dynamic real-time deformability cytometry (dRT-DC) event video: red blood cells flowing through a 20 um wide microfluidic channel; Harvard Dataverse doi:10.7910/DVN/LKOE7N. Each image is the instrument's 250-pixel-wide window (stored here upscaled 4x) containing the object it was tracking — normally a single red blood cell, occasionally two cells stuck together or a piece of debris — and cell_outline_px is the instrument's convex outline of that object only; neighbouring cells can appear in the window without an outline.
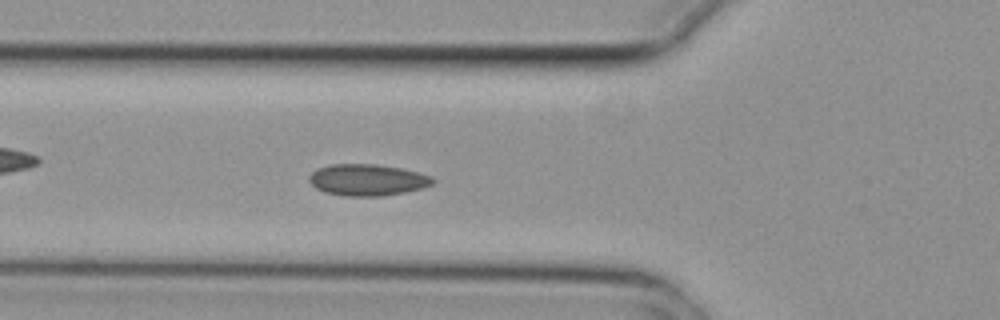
{"species": "common noctule bat (a hibernating species)", "species_latin": "Nyctalus noctula", "temperature_condition": "cold", "stored_images_in_passage": 5, "camera_frame_rate_fps": 3000, "um_per_image_px": 0.085, "animal": {"sex": "female", "body_mass_g": 29.2, "forearm_length_mm": 56.3}, "frame": {"image": 1, "passage_image": 5, "time_ms": 1.333, "image_size_px": [1000, 320], "cell_outline_px": [[436, 180], [432, 184], [424, 188], [384, 196], [344, 196], [324, 192], [316, 188], [308, 180], [308, 176], [316, 168], [332, 164], [376, 164], [400, 168], [432, 176]], "centroid_in_image_um": [31.21, 15.29], "position_along_channel_um": 94.6, "area_um2": 22.83}}